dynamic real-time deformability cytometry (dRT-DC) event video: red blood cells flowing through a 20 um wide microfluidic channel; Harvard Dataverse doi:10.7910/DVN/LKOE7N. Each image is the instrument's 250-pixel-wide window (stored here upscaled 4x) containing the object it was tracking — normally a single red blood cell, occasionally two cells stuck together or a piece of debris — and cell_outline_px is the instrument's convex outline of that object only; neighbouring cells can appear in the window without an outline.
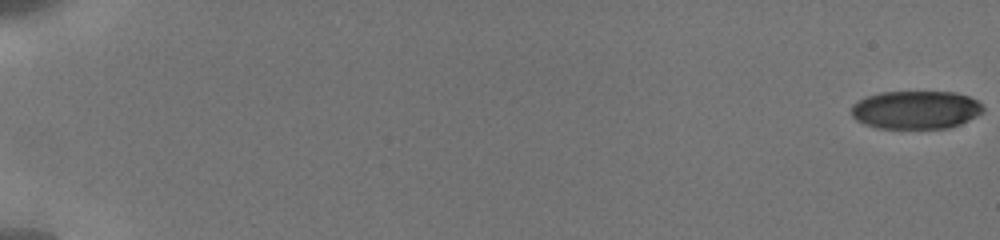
{"species": "human", "species_latin": "Homo sapiens", "temperature_condition": "cold", "stored_images_in_passage": 51, "camera_frame_rate_fps": 3000, "um_per_image_px": 0.085, "donor": {"sex": "male"}, "frame": {"image": 1, "passage_image": 1, "time_ms": 0.0, "image_size_px": [1000, 240], "cell_outline_px": [[984, 112], [960, 124], [948, 128], [876, 128], [864, 124], [856, 120], [852, 116], [852, 104], [868, 96], [880, 92], [956, 92], [968, 96], [976, 100], [984, 108]], "centroid_in_image_um": [77.84, 9.34], "position_along_channel_um": 7.2, "area_um2": 29.3}}
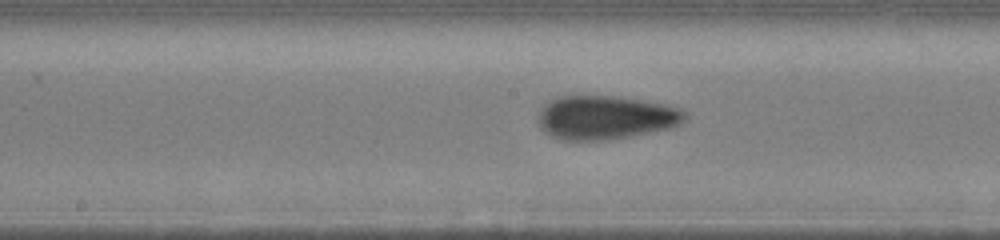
{"frame": {"image": 2, "passage_image": 30, "time_ms": 10.333, "image_size_px": [1000, 240], "cell_outline_px": [[688, 120], [680, 124], [668, 128], [628, 136], [604, 140], [560, 140], [552, 136], [540, 128], [540, 108], [544, 104], [556, 96], [620, 96], [664, 104], [684, 108], [688, 116]], "centroid_in_image_um": [51.51, 9.97], "position_along_channel_um": 196.7, "area_um2": 37.51}}
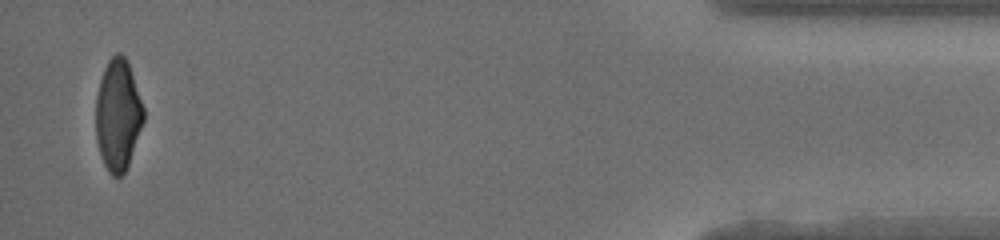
{"frame": {"image": 3, "passage_image": 51, "time_ms": 18.0, "image_size_px": [1000, 240], "cell_outline_px": [[144, 120], [128, 164], [124, 172], [120, 176], [112, 176], [108, 172], [104, 164], [96, 140], [96, 96], [100, 80], [104, 68], [108, 60], [116, 52], [120, 52], [128, 60], [144, 108]], "centroid_in_image_um": [10.02, 9.73], "position_along_channel_um": 425.2, "area_um2": 30.92}, "authors_computed_cell_mechanics": {"area_um2": 34.102, "velocity_mm_per_s": 3.8551, "shape_relaxation_time_tau1_ms": 6.4203, "shape_relaxation_time_tau2_ms": 1.2022, "deformation_change_tau1": 0.1576, "deformation_change_tau2": 0.0691}}